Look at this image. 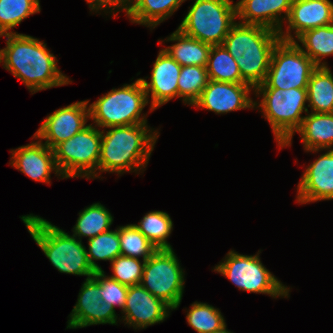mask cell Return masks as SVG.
<instances>
[{
    "instance_id": "1",
    "label": "cell",
    "mask_w": 333,
    "mask_h": 333,
    "mask_svg": "<svg viewBox=\"0 0 333 333\" xmlns=\"http://www.w3.org/2000/svg\"><path fill=\"white\" fill-rule=\"evenodd\" d=\"M6 47L0 49V62L14 77L21 79L32 94L67 85L69 78L57 68L56 57L44 42L25 34L9 33Z\"/></svg>"
},
{
    "instance_id": "2",
    "label": "cell",
    "mask_w": 333,
    "mask_h": 333,
    "mask_svg": "<svg viewBox=\"0 0 333 333\" xmlns=\"http://www.w3.org/2000/svg\"><path fill=\"white\" fill-rule=\"evenodd\" d=\"M101 131V150L98 163L100 172L123 174L147 166L158 132L147 123L109 127Z\"/></svg>"
},
{
    "instance_id": "3",
    "label": "cell",
    "mask_w": 333,
    "mask_h": 333,
    "mask_svg": "<svg viewBox=\"0 0 333 333\" xmlns=\"http://www.w3.org/2000/svg\"><path fill=\"white\" fill-rule=\"evenodd\" d=\"M20 218L36 244L59 272L92 278L95 271L89 264L82 240L37 215L30 214Z\"/></svg>"
},
{
    "instance_id": "4",
    "label": "cell",
    "mask_w": 333,
    "mask_h": 333,
    "mask_svg": "<svg viewBox=\"0 0 333 333\" xmlns=\"http://www.w3.org/2000/svg\"><path fill=\"white\" fill-rule=\"evenodd\" d=\"M254 92L263 96L260 103L254 102V107H261L264 117L269 121L275 140L283 148L290 146L294 132L302 124L303 112H308L305 103L306 88H254ZM259 104V105H258Z\"/></svg>"
},
{
    "instance_id": "5",
    "label": "cell",
    "mask_w": 333,
    "mask_h": 333,
    "mask_svg": "<svg viewBox=\"0 0 333 333\" xmlns=\"http://www.w3.org/2000/svg\"><path fill=\"white\" fill-rule=\"evenodd\" d=\"M148 101L139 78L98 98L89 106V119L103 128L147 123L146 117L140 116Z\"/></svg>"
},
{
    "instance_id": "6",
    "label": "cell",
    "mask_w": 333,
    "mask_h": 333,
    "mask_svg": "<svg viewBox=\"0 0 333 333\" xmlns=\"http://www.w3.org/2000/svg\"><path fill=\"white\" fill-rule=\"evenodd\" d=\"M236 17L233 0H195L178 29L211 46L222 45Z\"/></svg>"
},
{
    "instance_id": "7",
    "label": "cell",
    "mask_w": 333,
    "mask_h": 333,
    "mask_svg": "<svg viewBox=\"0 0 333 333\" xmlns=\"http://www.w3.org/2000/svg\"><path fill=\"white\" fill-rule=\"evenodd\" d=\"M101 131L89 124L82 131L53 148L56 165L62 179L98 177Z\"/></svg>"
},
{
    "instance_id": "8",
    "label": "cell",
    "mask_w": 333,
    "mask_h": 333,
    "mask_svg": "<svg viewBox=\"0 0 333 333\" xmlns=\"http://www.w3.org/2000/svg\"><path fill=\"white\" fill-rule=\"evenodd\" d=\"M259 252L248 256L231 250L225 260L215 266L214 271L228 278L240 290L268 294L273 298L289 296V288L261 263Z\"/></svg>"
},
{
    "instance_id": "9",
    "label": "cell",
    "mask_w": 333,
    "mask_h": 333,
    "mask_svg": "<svg viewBox=\"0 0 333 333\" xmlns=\"http://www.w3.org/2000/svg\"><path fill=\"white\" fill-rule=\"evenodd\" d=\"M316 67L301 50L298 41L280 39L272 51L265 82L255 88H307Z\"/></svg>"
},
{
    "instance_id": "10",
    "label": "cell",
    "mask_w": 333,
    "mask_h": 333,
    "mask_svg": "<svg viewBox=\"0 0 333 333\" xmlns=\"http://www.w3.org/2000/svg\"><path fill=\"white\" fill-rule=\"evenodd\" d=\"M184 283V272L173 249H159L145 261L140 285L171 310L180 305Z\"/></svg>"
},
{
    "instance_id": "11",
    "label": "cell",
    "mask_w": 333,
    "mask_h": 333,
    "mask_svg": "<svg viewBox=\"0 0 333 333\" xmlns=\"http://www.w3.org/2000/svg\"><path fill=\"white\" fill-rule=\"evenodd\" d=\"M88 103V100L75 102L55 110L43 120L33 138L45 139L44 144L50 149L68 140L88 126L86 124L90 118Z\"/></svg>"
},
{
    "instance_id": "12",
    "label": "cell",
    "mask_w": 333,
    "mask_h": 333,
    "mask_svg": "<svg viewBox=\"0 0 333 333\" xmlns=\"http://www.w3.org/2000/svg\"><path fill=\"white\" fill-rule=\"evenodd\" d=\"M99 284L93 278H86L82 284L77 302L68 320L67 328H83L97 324H117V315L112 305L101 298Z\"/></svg>"
},
{
    "instance_id": "13",
    "label": "cell",
    "mask_w": 333,
    "mask_h": 333,
    "mask_svg": "<svg viewBox=\"0 0 333 333\" xmlns=\"http://www.w3.org/2000/svg\"><path fill=\"white\" fill-rule=\"evenodd\" d=\"M252 88L248 83L218 82L209 79L193 106L205 108L216 114L245 108L252 109L254 101L249 97Z\"/></svg>"
},
{
    "instance_id": "14",
    "label": "cell",
    "mask_w": 333,
    "mask_h": 333,
    "mask_svg": "<svg viewBox=\"0 0 333 333\" xmlns=\"http://www.w3.org/2000/svg\"><path fill=\"white\" fill-rule=\"evenodd\" d=\"M170 307L156 298L141 285L129 286L122 316L125 324L133 328L145 329L147 326L163 322L170 313Z\"/></svg>"
},
{
    "instance_id": "15",
    "label": "cell",
    "mask_w": 333,
    "mask_h": 333,
    "mask_svg": "<svg viewBox=\"0 0 333 333\" xmlns=\"http://www.w3.org/2000/svg\"><path fill=\"white\" fill-rule=\"evenodd\" d=\"M286 32L280 30L281 40L295 41L291 30H295V37L305 31L326 26L333 23V3L330 0H293L288 18Z\"/></svg>"
},
{
    "instance_id": "16",
    "label": "cell",
    "mask_w": 333,
    "mask_h": 333,
    "mask_svg": "<svg viewBox=\"0 0 333 333\" xmlns=\"http://www.w3.org/2000/svg\"><path fill=\"white\" fill-rule=\"evenodd\" d=\"M181 65L166 50H160L151 72V81L140 78L148 100L151 95V111L178 97V79Z\"/></svg>"
},
{
    "instance_id": "17",
    "label": "cell",
    "mask_w": 333,
    "mask_h": 333,
    "mask_svg": "<svg viewBox=\"0 0 333 333\" xmlns=\"http://www.w3.org/2000/svg\"><path fill=\"white\" fill-rule=\"evenodd\" d=\"M297 189V201L301 204L333 199V149L306 168Z\"/></svg>"
},
{
    "instance_id": "18",
    "label": "cell",
    "mask_w": 333,
    "mask_h": 333,
    "mask_svg": "<svg viewBox=\"0 0 333 333\" xmlns=\"http://www.w3.org/2000/svg\"><path fill=\"white\" fill-rule=\"evenodd\" d=\"M11 151L13 153L10 165L34 181L50 183L52 171H55L58 176H62L56 165L53 149H50L41 140Z\"/></svg>"
},
{
    "instance_id": "19",
    "label": "cell",
    "mask_w": 333,
    "mask_h": 333,
    "mask_svg": "<svg viewBox=\"0 0 333 333\" xmlns=\"http://www.w3.org/2000/svg\"><path fill=\"white\" fill-rule=\"evenodd\" d=\"M293 0H240L236 3V14L242 24L261 25L277 32L287 20ZM284 12L285 18L280 17ZM283 19V20H282Z\"/></svg>"
},
{
    "instance_id": "20",
    "label": "cell",
    "mask_w": 333,
    "mask_h": 333,
    "mask_svg": "<svg viewBox=\"0 0 333 333\" xmlns=\"http://www.w3.org/2000/svg\"><path fill=\"white\" fill-rule=\"evenodd\" d=\"M279 32L261 25L235 23L224 39L223 46L235 59L249 48H274Z\"/></svg>"
},
{
    "instance_id": "21",
    "label": "cell",
    "mask_w": 333,
    "mask_h": 333,
    "mask_svg": "<svg viewBox=\"0 0 333 333\" xmlns=\"http://www.w3.org/2000/svg\"><path fill=\"white\" fill-rule=\"evenodd\" d=\"M306 151H321L333 147V113H313L304 116L296 131ZM320 149V150H319Z\"/></svg>"
},
{
    "instance_id": "22",
    "label": "cell",
    "mask_w": 333,
    "mask_h": 333,
    "mask_svg": "<svg viewBox=\"0 0 333 333\" xmlns=\"http://www.w3.org/2000/svg\"><path fill=\"white\" fill-rule=\"evenodd\" d=\"M166 41H177L164 50L181 66H207L211 45L184 34L180 29L172 33Z\"/></svg>"
},
{
    "instance_id": "23",
    "label": "cell",
    "mask_w": 333,
    "mask_h": 333,
    "mask_svg": "<svg viewBox=\"0 0 333 333\" xmlns=\"http://www.w3.org/2000/svg\"><path fill=\"white\" fill-rule=\"evenodd\" d=\"M185 0H133L126 13L133 23L155 28L170 17Z\"/></svg>"
},
{
    "instance_id": "24",
    "label": "cell",
    "mask_w": 333,
    "mask_h": 333,
    "mask_svg": "<svg viewBox=\"0 0 333 333\" xmlns=\"http://www.w3.org/2000/svg\"><path fill=\"white\" fill-rule=\"evenodd\" d=\"M306 89L311 112L333 113V75L327 66L313 70Z\"/></svg>"
},
{
    "instance_id": "25",
    "label": "cell",
    "mask_w": 333,
    "mask_h": 333,
    "mask_svg": "<svg viewBox=\"0 0 333 333\" xmlns=\"http://www.w3.org/2000/svg\"><path fill=\"white\" fill-rule=\"evenodd\" d=\"M274 48H249L235 58L242 79L253 87L265 82Z\"/></svg>"
},
{
    "instance_id": "26",
    "label": "cell",
    "mask_w": 333,
    "mask_h": 333,
    "mask_svg": "<svg viewBox=\"0 0 333 333\" xmlns=\"http://www.w3.org/2000/svg\"><path fill=\"white\" fill-rule=\"evenodd\" d=\"M297 39L305 48L301 47V50L316 66H327L321 61L333 55V23L305 31Z\"/></svg>"
},
{
    "instance_id": "27",
    "label": "cell",
    "mask_w": 333,
    "mask_h": 333,
    "mask_svg": "<svg viewBox=\"0 0 333 333\" xmlns=\"http://www.w3.org/2000/svg\"><path fill=\"white\" fill-rule=\"evenodd\" d=\"M113 222L111 213L100 203H94L79 213L77 223L73 228V236L92 239L100 233L109 231Z\"/></svg>"
},
{
    "instance_id": "28",
    "label": "cell",
    "mask_w": 333,
    "mask_h": 333,
    "mask_svg": "<svg viewBox=\"0 0 333 333\" xmlns=\"http://www.w3.org/2000/svg\"><path fill=\"white\" fill-rule=\"evenodd\" d=\"M208 78L218 82L246 83L235 59L223 45L212 46L206 66Z\"/></svg>"
},
{
    "instance_id": "29",
    "label": "cell",
    "mask_w": 333,
    "mask_h": 333,
    "mask_svg": "<svg viewBox=\"0 0 333 333\" xmlns=\"http://www.w3.org/2000/svg\"><path fill=\"white\" fill-rule=\"evenodd\" d=\"M134 226L159 250L173 249L167 242L173 229V222L166 212L147 213L139 224Z\"/></svg>"
},
{
    "instance_id": "30",
    "label": "cell",
    "mask_w": 333,
    "mask_h": 333,
    "mask_svg": "<svg viewBox=\"0 0 333 333\" xmlns=\"http://www.w3.org/2000/svg\"><path fill=\"white\" fill-rule=\"evenodd\" d=\"M39 0H0V37L28 16L40 12Z\"/></svg>"
},
{
    "instance_id": "31",
    "label": "cell",
    "mask_w": 333,
    "mask_h": 333,
    "mask_svg": "<svg viewBox=\"0 0 333 333\" xmlns=\"http://www.w3.org/2000/svg\"><path fill=\"white\" fill-rule=\"evenodd\" d=\"M88 246L87 258L89 264L95 272L102 271L95 260L112 262L117 256L121 255L118 228L115 231L109 230L89 239Z\"/></svg>"
},
{
    "instance_id": "32",
    "label": "cell",
    "mask_w": 333,
    "mask_h": 333,
    "mask_svg": "<svg viewBox=\"0 0 333 333\" xmlns=\"http://www.w3.org/2000/svg\"><path fill=\"white\" fill-rule=\"evenodd\" d=\"M209 81L206 67L181 66L178 79V97L185 104L193 105Z\"/></svg>"
},
{
    "instance_id": "33",
    "label": "cell",
    "mask_w": 333,
    "mask_h": 333,
    "mask_svg": "<svg viewBox=\"0 0 333 333\" xmlns=\"http://www.w3.org/2000/svg\"><path fill=\"white\" fill-rule=\"evenodd\" d=\"M118 234L122 256L138 259L141 256L146 261L158 250L134 224L120 226Z\"/></svg>"
},
{
    "instance_id": "34",
    "label": "cell",
    "mask_w": 333,
    "mask_h": 333,
    "mask_svg": "<svg viewBox=\"0 0 333 333\" xmlns=\"http://www.w3.org/2000/svg\"><path fill=\"white\" fill-rule=\"evenodd\" d=\"M187 322L197 333H213L226 325L219 309L207 303L195 302L187 312Z\"/></svg>"
},
{
    "instance_id": "35",
    "label": "cell",
    "mask_w": 333,
    "mask_h": 333,
    "mask_svg": "<svg viewBox=\"0 0 333 333\" xmlns=\"http://www.w3.org/2000/svg\"><path fill=\"white\" fill-rule=\"evenodd\" d=\"M138 258L117 256L112 262L113 275L110 278L126 286L140 285L145 261Z\"/></svg>"
},
{
    "instance_id": "36",
    "label": "cell",
    "mask_w": 333,
    "mask_h": 333,
    "mask_svg": "<svg viewBox=\"0 0 333 333\" xmlns=\"http://www.w3.org/2000/svg\"><path fill=\"white\" fill-rule=\"evenodd\" d=\"M92 278L99 284L98 293L101 294L104 302L112 305L113 308L119 306L123 311L129 287L106 276L103 270L96 271Z\"/></svg>"
},
{
    "instance_id": "37",
    "label": "cell",
    "mask_w": 333,
    "mask_h": 333,
    "mask_svg": "<svg viewBox=\"0 0 333 333\" xmlns=\"http://www.w3.org/2000/svg\"><path fill=\"white\" fill-rule=\"evenodd\" d=\"M86 2L89 4V7L92 11L96 10L97 12L101 9L106 11V9L109 10L112 7L110 9L111 13L114 9L115 10L113 12L125 10V12L127 13L132 5L133 0H86Z\"/></svg>"
},
{
    "instance_id": "38",
    "label": "cell",
    "mask_w": 333,
    "mask_h": 333,
    "mask_svg": "<svg viewBox=\"0 0 333 333\" xmlns=\"http://www.w3.org/2000/svg\"><path fill=\"white\" fill-rule=\"evenodd\" d=\"M213 333H233V332L228 331L226 329V325H224L221 329L214 331Z\"/></svg>"
}]
</instances>
